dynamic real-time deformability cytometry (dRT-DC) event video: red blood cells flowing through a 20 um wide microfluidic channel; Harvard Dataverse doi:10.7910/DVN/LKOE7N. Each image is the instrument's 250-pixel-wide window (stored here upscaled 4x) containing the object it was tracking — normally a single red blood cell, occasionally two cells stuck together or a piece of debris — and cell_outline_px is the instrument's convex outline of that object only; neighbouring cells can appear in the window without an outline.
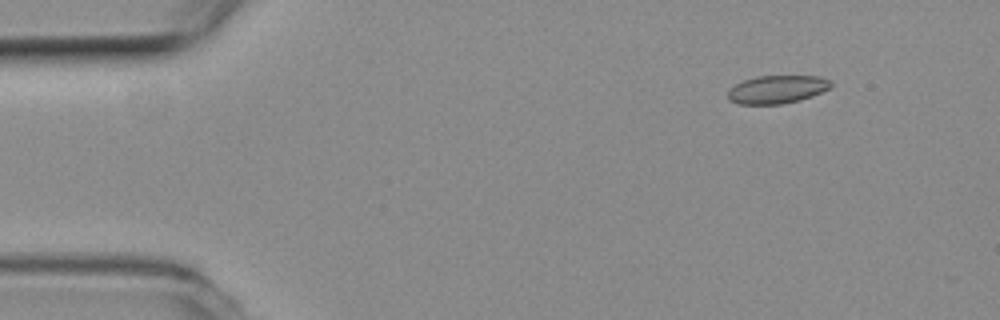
{"species": "common noctule bat (a hibernating species)", "species_latin": "Nyctalus noctula", "temperature_condition": "room temperature", "stored_images_in_passage": 4, "camera_frame_rate_fps": 3000, "um_per_image_px": 0.085, "animal": {"sex": "female", "body_mass_g": 19.3, "forearm_length_mm": 54.1}, "frame": {"image": 1, "passage_image": 1, "time_ms": 0.0, "image_size_px": [1000, 320], "cell_outline_px": [[832, 84], [828, 88], [812, 96], [800, 100], [780, 104], [740, 104], [728, 100], [728, 88], [744, 80], [756, 76], [816, 76], [832, 80]], "centroid_in_image_um": [66.02, 7.6], "position_along_channel_um": 19.0, "area_um2": 16.82}}